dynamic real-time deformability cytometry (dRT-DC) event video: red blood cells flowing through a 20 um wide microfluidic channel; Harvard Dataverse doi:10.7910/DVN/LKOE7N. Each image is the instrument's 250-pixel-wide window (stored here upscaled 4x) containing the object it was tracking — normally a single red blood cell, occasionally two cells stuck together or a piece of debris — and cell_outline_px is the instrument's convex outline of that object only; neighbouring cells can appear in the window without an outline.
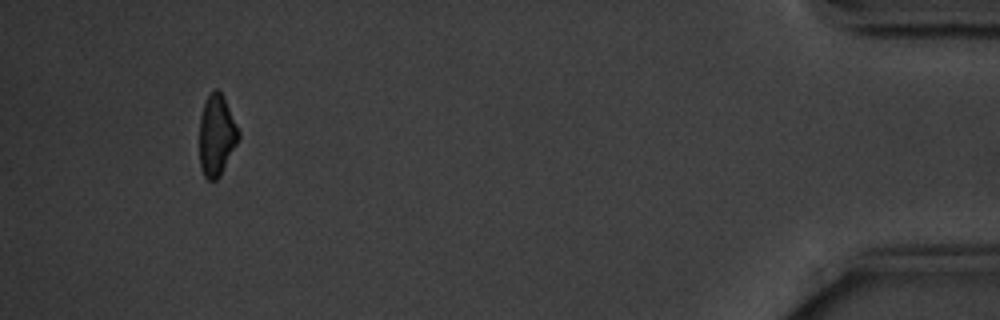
{"species": "common noctule bat (a hibernating species)", "species_latin": "Nyctalus noctula", "temperature_condition": "cold", "stored_images_in_passage": 15, "camera_frame_rate_fps": 3000, "um_per_image_px": 0.085, "animal": {"sex": "male", "body_mass_g": 20.1, "forearm_length_mm": 53.5}, "frame": {"image": 1, "passage_image": 15, "time_ms": 18.0, "image_size_px": [1000, 320], "cell_outline_px": [[240, 136], [220, 176], [216, 180], [208, 180], [204, 176], [200, 168], [200, 116], [204, 100], [216, 88], [224, 96], [240, 132]], "centroid_in_image_um": [18.4, 11.49], "position_along_channel_um": 416.8, "area_um2": 18.44}, "authors_computed_cell_mechanics": {"area_um2": 19.9988, "velocity_mm_per_s": 3.5382, "shape_relaxation_time_tau1_ms": 1.9456, "shape_relaxation_time_tau2_ms": null, "deformation_change_tau1": 0.0768, "deformation_change_tau2": null}}